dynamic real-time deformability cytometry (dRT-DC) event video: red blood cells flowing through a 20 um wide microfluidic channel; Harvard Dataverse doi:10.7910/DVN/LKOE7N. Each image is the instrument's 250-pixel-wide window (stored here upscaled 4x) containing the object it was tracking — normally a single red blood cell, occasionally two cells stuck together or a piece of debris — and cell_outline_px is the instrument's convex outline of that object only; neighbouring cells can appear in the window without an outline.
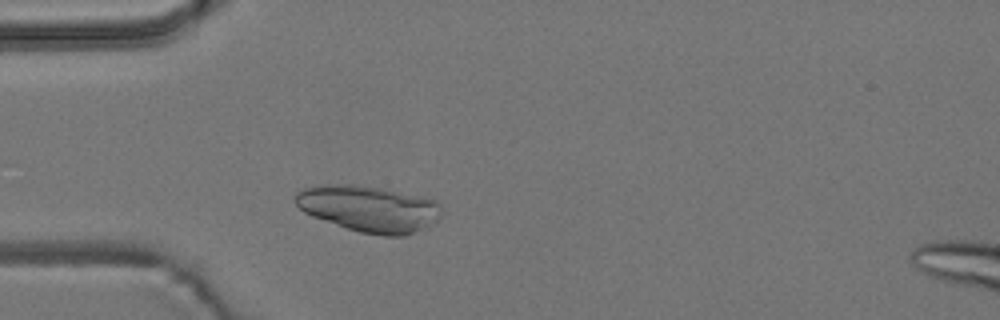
{"species": "common noctule bat (a hibernating species)", "species_latin": "Nyctalus noctula", "temperature_condition": "room temperature", "stored_images_in_passage": 52, "camera_frame_rate_fps": 3000, "um_per_image_px": 0.085, "animal": {"sex": "male", "body_mass_g": 19.2, "forearm_length_mm": 51.8}, "frame": {"image": 1, "passage_image": 10, "time_ms": 3.0, "image_size_px": [1000, 320], "cell_outline_px": [[440, 216], [436, 220], [424, 228], [404, 236], [384, 236], [360, 232], [312, 216], [304, 212], [296, 204], [296, 192], [304, 188], [320, 184], [352, 184], [380, 188], [436, 200], [440, 204]], "centroid_in_image_um": [31.34, 17.73], "position_along_channel_um": 53.7, "area_um2": 39.02}}
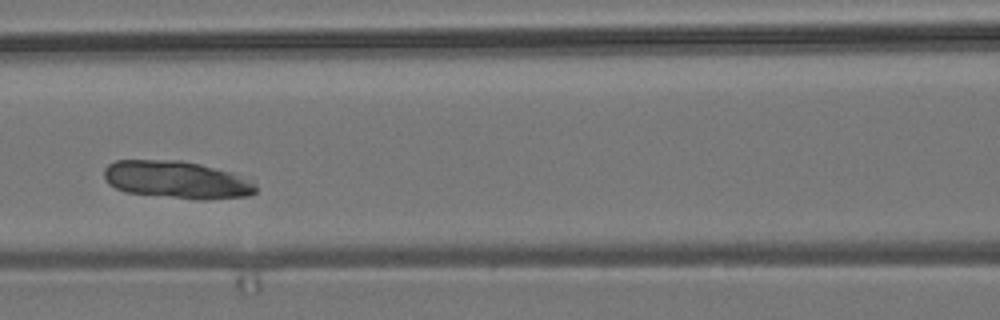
{"frame": {"image": 2, "passage_image": 20, "time_ms": 6.333, "image_size_px": [1000, 320], "cell_outline_px": [[256, 192], [248, 196], [204, 200], [196, 200], [124, 192], [108, 184], [104, 180], [104, 168], [108, 164], [116, 160], [180, 160], [200, 164], [252, 176], [256, 184]], "centroid_in_image_um": [15.1, 15.28], "position_along_channel_um": 151.5, "area_um2": 34.04}}
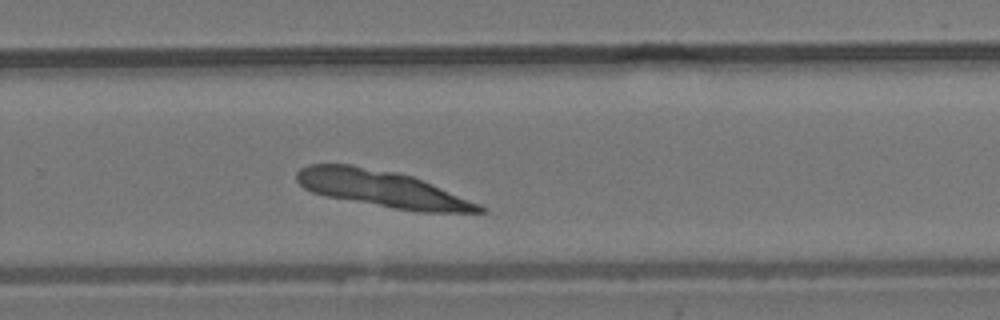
{"frame": {"image": 3, "passage_image": 33, "time_ms": 10.667, "image_size_px": [1000, 320], "cell_outline_px": [[488, 212], [416, 212], [392, 208], [324, 196], [312, 192], [304, 188], [296, 180], [296, 172], [300, 168], [308, 164], [352, 164], [396, 172], [412, 176], [432, 184], [480, 204]], "centroid_in_image_um": [32.44, 16.05], "position_along_channel_um": 297.4, "area_um2": 38.9}}